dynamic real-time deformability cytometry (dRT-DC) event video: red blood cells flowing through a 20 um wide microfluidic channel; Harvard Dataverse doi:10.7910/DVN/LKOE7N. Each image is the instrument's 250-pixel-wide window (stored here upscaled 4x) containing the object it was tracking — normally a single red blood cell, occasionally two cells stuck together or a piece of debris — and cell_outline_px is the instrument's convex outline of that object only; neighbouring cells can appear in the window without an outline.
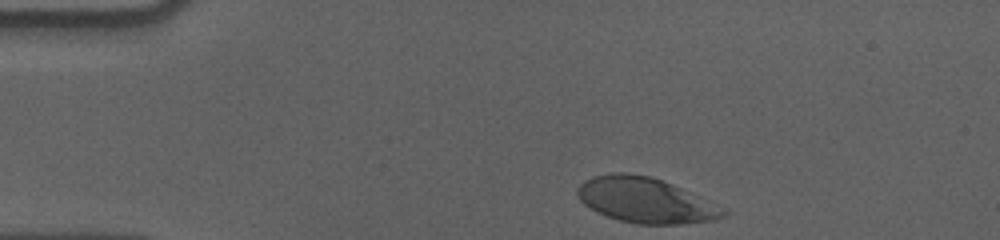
{"species": "human", "species_latin": "Homo sapiens", "temperature_condition": "cold", "stored_images_in_passage": 37, "camera_frame_rate_fps": 3000, "um_per_image_px": 0.085, "donor": {"sex": "male"}, "frame": {"image": 1, "passage_image": 1, "time_ms": 0.0, "image_size_px": [1000, 240], "cell_outline_px": [[728, 212], [724, 216], [716, 220], [680, 224], [636, 224], [620, 220], [596, 212], [584, 204], [580, 200], [576, 192], [576, 188], [584, 180], [592, 176], [612, 172], [624, 172], [652, 176], [672, 184], [728, 208]], "centroid_in_image_um": [54.89, 17.01], "position_along_channel_um": 30.1, "area_um2": 38.9}}
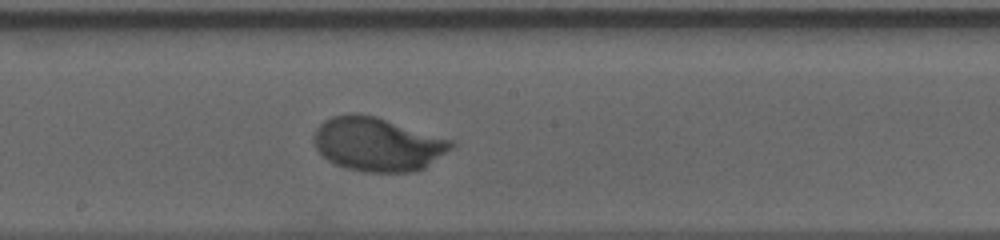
{"frame": {"image": 2, "passage_image": 22, "time_ms": 7.0, "image_size_px": [1000, 240], "cell_outline_px": [[456, 144], [452, 148], [424, 168], [416, 172], [364, 172], [348, 168], [336, 164], [328, 160], [316, 148], [312, 140], [312, 136], [316, 128], [324, 120], [332, 116], [352, 112], [376, 116], [456, 140]], "centroid_in_image_um": [32.11, 12.24], "position_along_channel_um": 216.1, "area_um2": 43.52}}
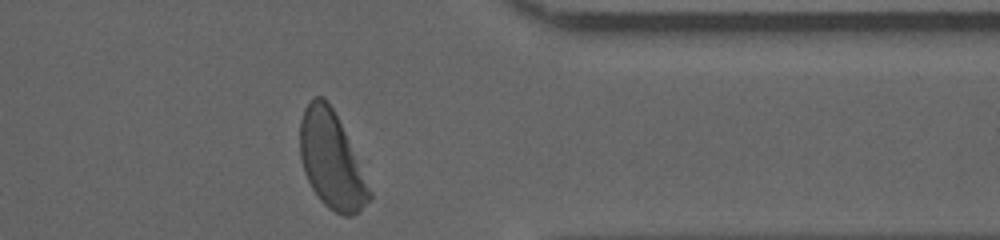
{"frame": {"image": 3, "passage_image": 37, "time_ms": 12.0, "image_size_px": [1000, 240], "cell_outline_px": [[372, 196], [352, 216], [344, 216], [328, 208], [320, 200], [312, 188], [304, 172], [300, 160], [300, 120], [304, 108], [316, 96], [324, 96], [328, 100], [344, 132], [372, 192]], "centroid_in_image_um": [28.13, 13.61], "position_along_channel_um": 383.3, "area_um2": 38.26}, "authors_computed_cell_mechanics": {"area_um2": 41.5582, "velocity_mm_per_s": 3.5343, "shape_relaxation_time_tau1_ms": 3.4876, "shape_relaxation_time_tau2_ms": null, "deformation_change_tau1": 0.1787, "deformation_change_tau2": null}}